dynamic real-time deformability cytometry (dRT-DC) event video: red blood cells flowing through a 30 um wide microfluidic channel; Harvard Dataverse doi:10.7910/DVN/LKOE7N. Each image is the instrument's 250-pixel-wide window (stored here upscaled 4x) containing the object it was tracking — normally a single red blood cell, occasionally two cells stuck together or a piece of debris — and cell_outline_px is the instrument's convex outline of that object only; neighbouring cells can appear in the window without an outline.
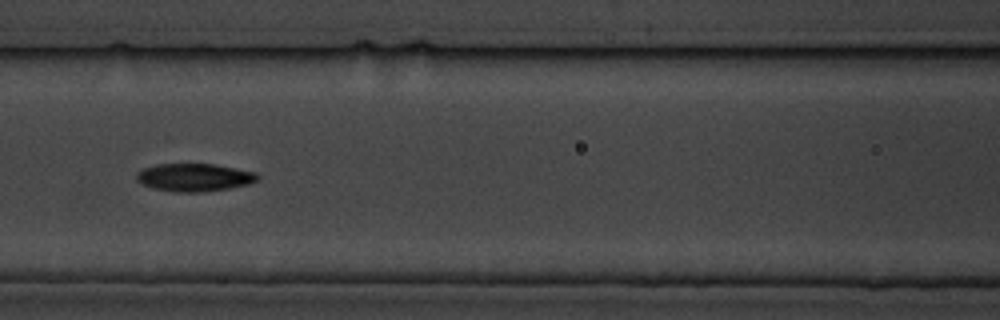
{"species": "common noctule bat (a hibernating species)", "species_latin": "Nyctalus noctula", "temperature_condition": "cold", "stored_images_in_passage": 9, "camera_frame_rate_fps": 3000, "um_per_image_px": 0.085, "animal": {"sex": "male", "body_mass_g": 19.5, "forearm_length_mm": 54.6}, "frame": {"image": 1, "passage_image": 7, "time_ms": 8.0, "image_size_px": [1000, 320], "cell_outline_px": [[260, 176], [256, 180], [248, 184], [228, 188], [200, 192], [176, 192], [152, 188], [136, 180], [136, 172], [144, 168], [156, 164], [216, 164], [256, 172]], "centroid_in_image_um": [16.5, 15.07], "position_along_channel_um": 150.1, "area_um2": 19.59}}
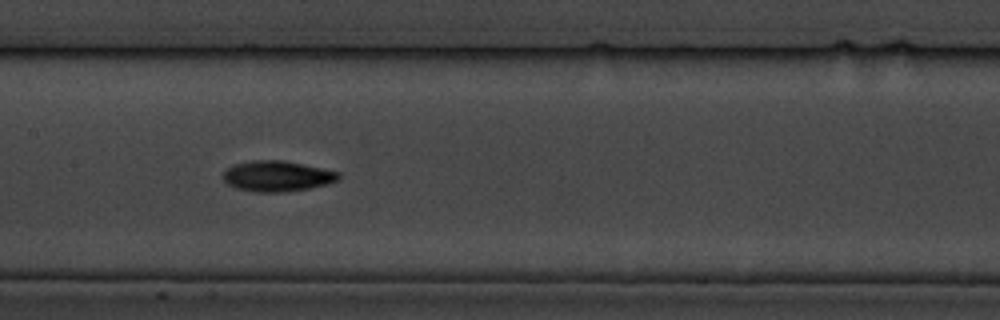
{"frame": {"image": 2, "passage_image": 8, "time_ms": 9.0, "image_size_px": [1000, 320], "cell_outline_px": [[340, 180], [328, 184], [308, 188], [280, 192], [256, 192], [236, 188], [228, 184], [220, 176], [228, 168], [236, 164], [252, 160], [284, 160], [340, 172]], "centroid_in_image_um": [23.56, 14.97], "position_along_channel_um": 183.8, "area_um2": 20.58}}
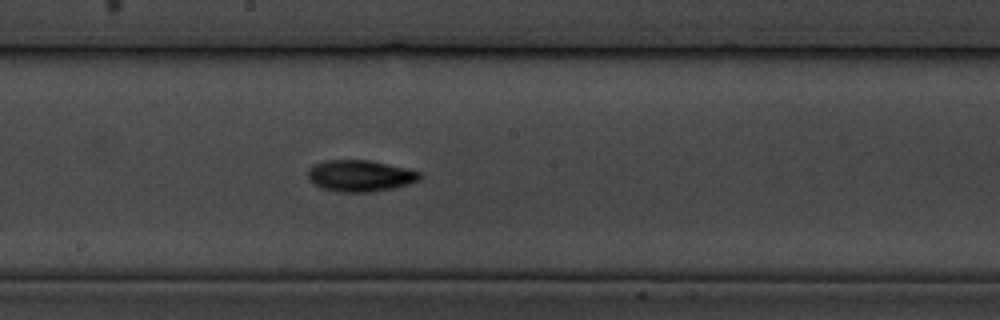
{"frame": {"image": 3, "passage_image": 9, "time_ms": 10.0, "image_size_px": [1000, 320], "cell_outline_px": [[424, 176], [420, 180], [396, 188], [368, 192], [340, 192], [320, 188], [312, 184], [308, 180], [308, 168], [312, 164], [324, 160], [368, 160], [404, 168], [420, 172]], "centroid_in_image_um": [30.57, 14.95], "position_along_channel_um": 217.6, "area_um2": 20.75}}